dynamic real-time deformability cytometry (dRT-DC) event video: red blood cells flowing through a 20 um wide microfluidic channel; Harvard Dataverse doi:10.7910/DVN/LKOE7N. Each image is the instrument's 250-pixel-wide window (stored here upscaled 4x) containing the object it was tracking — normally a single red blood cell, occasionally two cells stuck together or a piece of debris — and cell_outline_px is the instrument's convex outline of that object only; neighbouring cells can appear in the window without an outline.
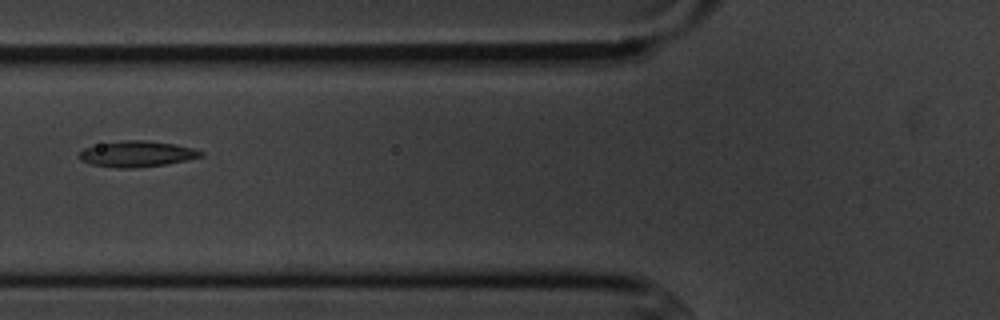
{"species": "common noctule bat (a hibernating species)", "species_latin": "Nyctalus noctula", "temperature_condition": "cold", "stored_images_in_passage": 5, "camera_frame_rate_fps": 3000, "um_per_image_px": 0.085, "animal": {"sex": "male", "body_mass_g": 20.1, "forearm_length_mm": 53.5}, "frame": {"image": 1, "passage_image": 5, "time_ms": 4.667, "image_size_px": [1000, 320], "cell_outline_px": [[204, 156], [164, 164], [132, 168], [116, 168], [88, 164], [80, 160], [76, 156], [84, 148], [100, 144], [124, 140], [148, 140], [176, 144], [192, 148], [204, 152]], "centroid_in_image_um": [11.59, 13.08], "position_along_channel_um": 114.2, "area_um2": 18.38}}